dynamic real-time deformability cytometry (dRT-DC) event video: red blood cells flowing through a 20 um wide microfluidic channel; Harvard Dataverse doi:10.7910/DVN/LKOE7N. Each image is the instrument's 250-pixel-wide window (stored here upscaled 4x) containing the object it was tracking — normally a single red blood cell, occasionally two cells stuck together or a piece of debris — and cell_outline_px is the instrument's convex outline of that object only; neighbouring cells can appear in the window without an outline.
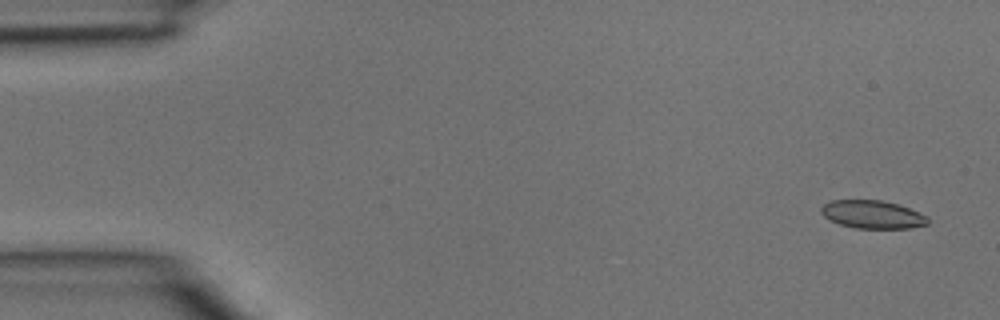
{"species": "common noctule bat (a hibernating species)", "species_latin": "Nyctalus noctula", "temperature_condition": "room temperature", "stored_images_in_passage": 5, "camera_frame_rate_fps": 3000, "um_per_image_px": 0.085, "animal": {"sex": "male", "body_mass_g": 15.6}, "frame": {"image": 1, "passage_image": 1, "time_ms": 0.0, "image_size_px": [1000, 320], "cell_outline_px": [[928, 224], [908, 228], [856, 228], [840, 224], [828, 220], [820, 212], [820, 208], [824, 204], [832, 200], [880, 200], [896, 204], [908, 208], [928, 216]], "centroid_in_image_um": [74.13, 18.23], "position_along_channel_um": 10.9, "area_um2": 17.34}}
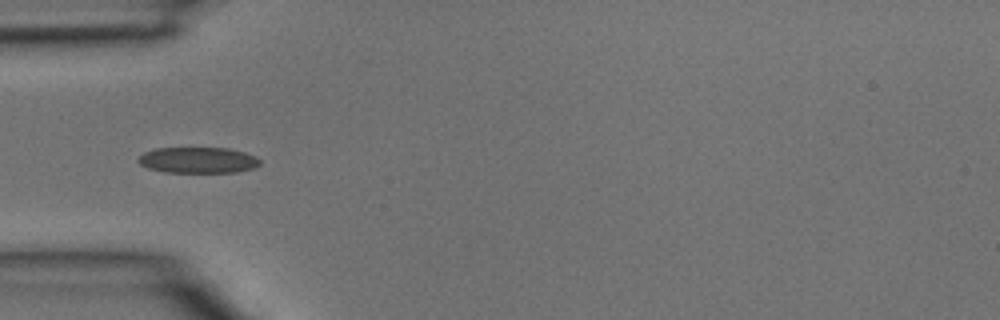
{"frame": {"image": 2, "passage_image": 4, "time_ms": 1.0, "image_size_px": [1000, 320], "cell_outline_px": [[260, 164], [252, 168], [236, 172], [164, 172], [148, 168], [140, 164], [136, 160], [144, 152], [156, 148], [228, 148], [244, 152], [256, 156], [260, 160]], "centroid_in_image_um": [16.81, 13.61], "position_along_channel_um": 68.2, "area_um2": 18.38}}
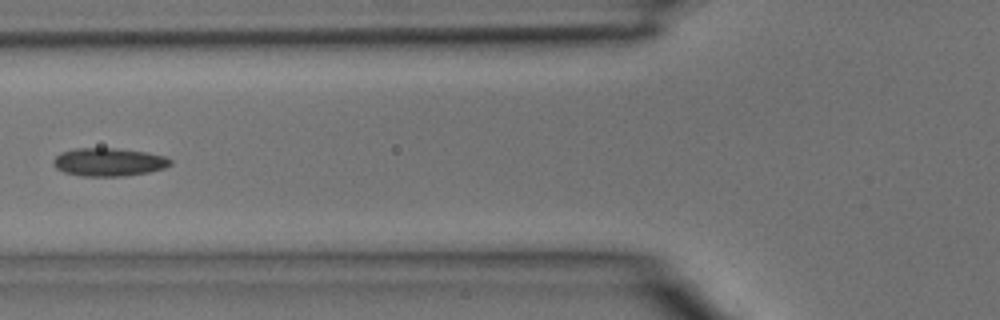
{"frame": {"image": 3, "passage_image": 5, "time_ms": 1.333, "image_size_px": [1000, 320], "cell_outline_px": [[172, 164], [164, 168], [148, 172], [124, 176], [80, 176], [64, 172], [56, 168], [52, 164], [52, 160], [60, 152], [76, 148], [112, 148], [144, 152], [164, 156], [172, 160]], "centroid_in_image_um": [9.2, 13.78], "position_along_channel_um": 116.6, "area_um2": 19.19}}